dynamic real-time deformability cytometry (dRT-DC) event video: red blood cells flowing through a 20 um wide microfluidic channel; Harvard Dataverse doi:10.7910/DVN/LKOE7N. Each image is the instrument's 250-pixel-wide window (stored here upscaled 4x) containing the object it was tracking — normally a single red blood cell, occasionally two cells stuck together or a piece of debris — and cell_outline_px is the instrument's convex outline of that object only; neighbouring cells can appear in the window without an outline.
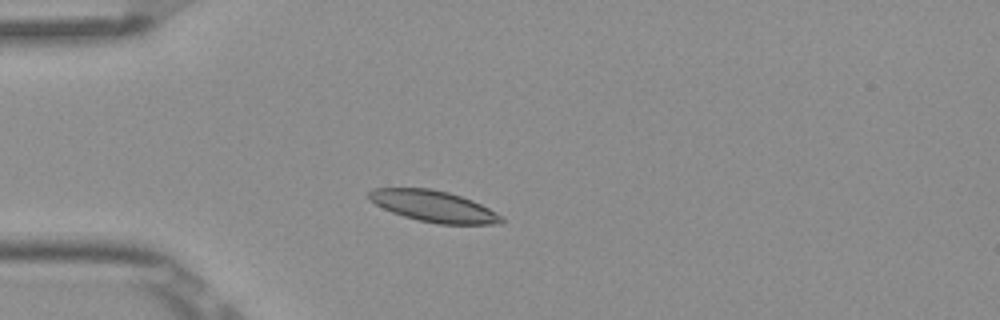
{"species": "Egyptian fruit bat (a non-hibernating species)", "species_latin": "Rousettus aegyptiacus", "temperature_condition": "room temperature", "stored_images_in_passage": 3, "camera_frame_rate_fps": 3000, "um_per_image_px": 0.085, "frame": {"image": 1, "passage_image": 3, "time_ms": 0.667, "image_size_px": [1000, 320], "cell_outline_px": [[504, 220], [500, 224], [440, 224], [420, 220], [404, 216], [392, 212], [368, 200], [368, 192], [372, 188], [432, 188], [448, 192], [472, 200], [504, 216]], "centroid_in_image_um": [36.86, 17.52], "position_along_channel_um": 48.1, "area_um2": 24.04}}